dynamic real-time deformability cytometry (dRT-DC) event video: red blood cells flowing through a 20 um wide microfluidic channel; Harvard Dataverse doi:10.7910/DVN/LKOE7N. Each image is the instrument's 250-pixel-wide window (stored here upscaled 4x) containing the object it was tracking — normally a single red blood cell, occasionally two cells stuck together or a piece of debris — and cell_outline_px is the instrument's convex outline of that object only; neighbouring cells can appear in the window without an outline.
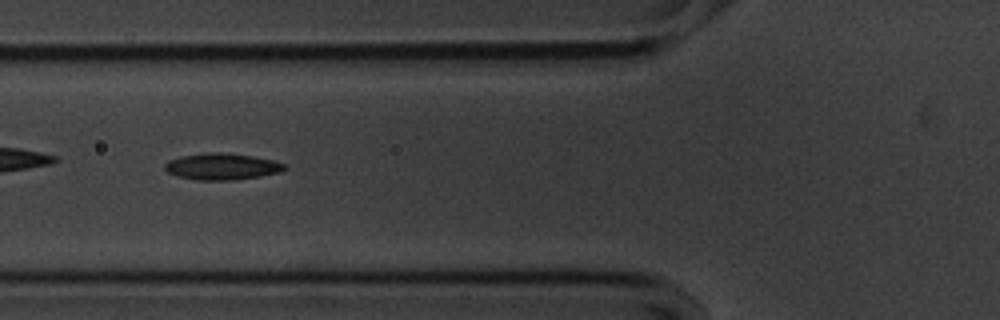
{"species": "common noctule bat (a hibernating species)", "species_latin": "Nyctalus noctula", "temperature_condition": "cold", "stored_images_in_passage": 55, "camera_frame_rate_fps": 3000, "um_per_image_px": 0.085, "animal": {"sex": "male", "body_mass_g": 20.1, "forearm_length_mm": 53.5}, "frame": {"image": 1, "passage_image": 20, "time_ms": 6.333, "image_size_px": [1000, 320], "cell_outline_px": [[288, 168], [280, 172], [260, 176], [228, 180], [196, 180], [176, 176], [168, 172], [164, 168], [164, 164], [168, 160], [180, 156], [208, 152], [224, 152], [252, 156], [272, 160], [284, 164]], "centroid_in_image_um": [18.82, 14.15], "position_along_channel_um": 107.0, "area_um2": 18.5}}
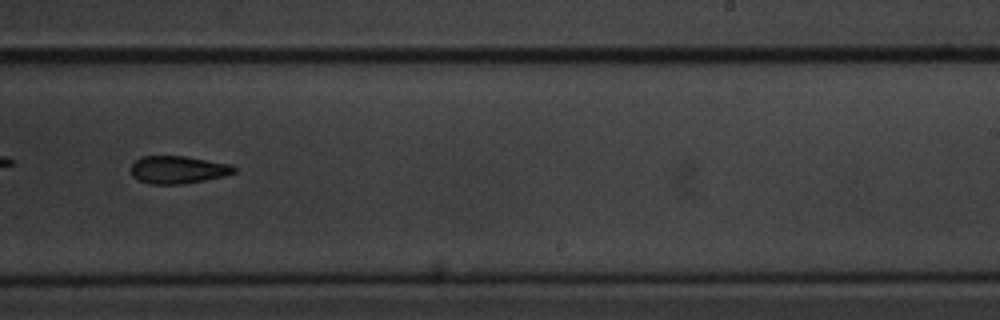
{"frame": {"image": 2, "passage_image": 34, "time_ms": 11.0, "image_size_px": [1000, 320], "cell_outline_px": [[236, 172], [224, 176], [204, 180], [180, 184], [148, 184], [132, 176], [128, 168], [140, 156], [184, 156], [228, 164], [236, 168]], "centroid_in_image_um": [15.06, 14.43], "position_along_channel_um": 273.9, "area_um2": 16.59}}
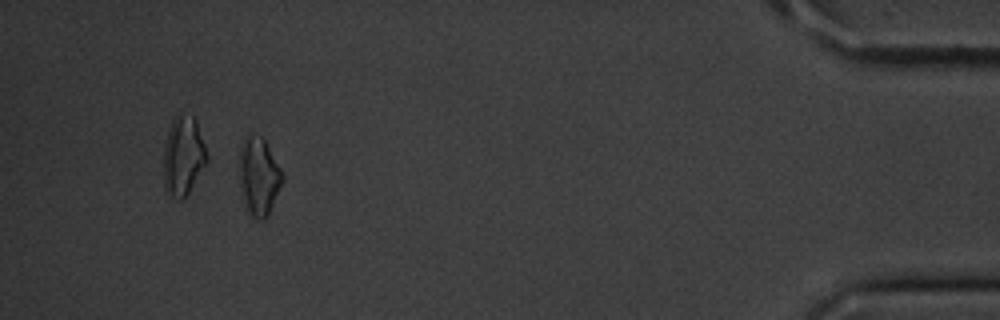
{"frame": {"image": 3, "passage_image": 51, "time_ms": 16.667, "image_size_px": [1000, 320], "cell_outline_px": [[284, 180], [268, 216], [264, 220], [256, 220], [252, 216], [248, 208], [240, 184], [240, 144], [248, 136], [260, 136], [264, 140], [280, 168], [284, 176]], "centroid_in_image_um": [22.03, 15.02], "position_along_channel_um": 413.2, "area_um2": 19.02}, "authors_computed_cell_mechanics": {"area_um2": 17.7446, "velocity_mm_per_s": 3.5723, "shape_relaxation_time_tau1_ms": 2.6591, "shape_relaxation_time_tau2_ms": null, "deformation_change_tau1": 0.1089, "deformation_change_tau2": null}}